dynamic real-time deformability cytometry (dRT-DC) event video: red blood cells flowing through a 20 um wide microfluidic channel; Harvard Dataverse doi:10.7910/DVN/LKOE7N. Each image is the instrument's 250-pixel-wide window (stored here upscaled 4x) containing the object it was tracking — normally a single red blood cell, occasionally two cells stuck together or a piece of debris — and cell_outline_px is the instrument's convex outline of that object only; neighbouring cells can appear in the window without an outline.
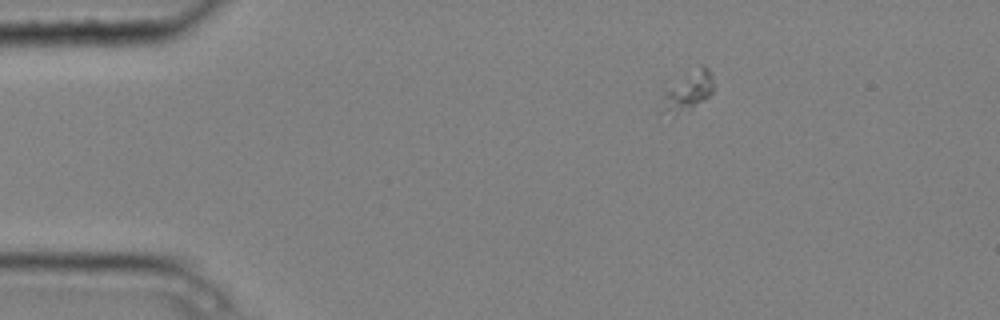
{"species": "common noctule bat (a hibernating species)", "species_latin": "Nyctalus noctula", "temperature_condition": "cold", "stored_images_in_passage": 3, "camera_frame_rate_fps": 3000, "um_per_image_px": 0.085, "animal": {"sex": "male", "body_mass_g": 20.4}, "frame": {"image": 1, "passage_image": 1, "time_ms": 0.0, "image_size_px": [1000, 320], "cell_outline_px": [[712, 92], [704, 100], [688, 112], [672, 120], [660, 112], [660, 80], [704, 64], [708, 68], [712, 76]], "centroid_in_image_um": [58.21, 7.75], "position_along_channel_um": 26.8, "area_um2": 14.39}}